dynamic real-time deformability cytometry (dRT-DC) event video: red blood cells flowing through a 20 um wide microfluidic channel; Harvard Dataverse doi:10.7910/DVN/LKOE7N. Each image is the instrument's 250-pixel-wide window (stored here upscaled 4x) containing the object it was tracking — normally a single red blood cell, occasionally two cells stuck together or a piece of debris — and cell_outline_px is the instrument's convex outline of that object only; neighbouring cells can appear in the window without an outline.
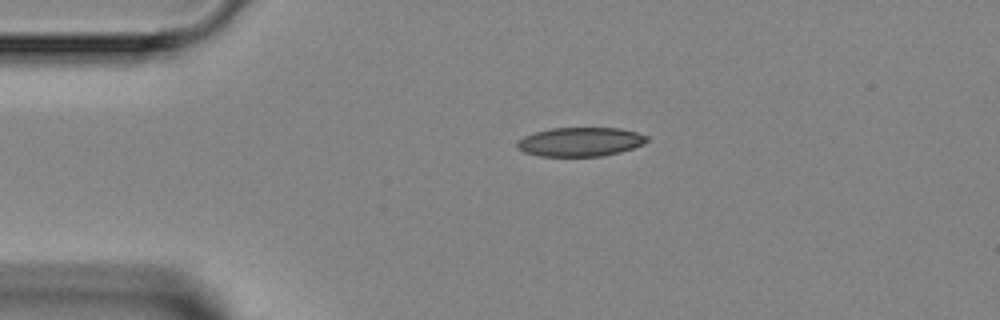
{"species": "Egyptian fruit bat (a non-hibernating species)", "species_latin": "Rousettus aegyptiacus", "temperature_condition": "room temperature", "stored_images_in_passage": 2, "camera_frame_rate_fps": 3000, "um_per_image_px": 0.085, "animal": {"sex": "female"}, "frame": {"image": 1, "passage_image": 1, "time_ms": 0.0, "image_size_px": [1000, 320], "cell_outline_px": [[648, 140], [644, 144], [620, 152], [600, 156], [540, 156], [524, 152], [516, 144], [524, 136], [536, 132], [552, 128], [620, 128], [636, 132], [648, 136]], "centroid_in_image_um": [49.36, 12.05], "position_along_channel_um": 35.6, "area_um2": 21.73}}